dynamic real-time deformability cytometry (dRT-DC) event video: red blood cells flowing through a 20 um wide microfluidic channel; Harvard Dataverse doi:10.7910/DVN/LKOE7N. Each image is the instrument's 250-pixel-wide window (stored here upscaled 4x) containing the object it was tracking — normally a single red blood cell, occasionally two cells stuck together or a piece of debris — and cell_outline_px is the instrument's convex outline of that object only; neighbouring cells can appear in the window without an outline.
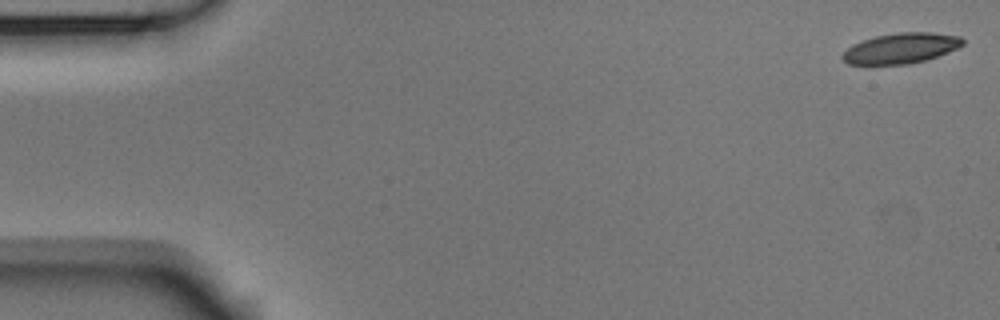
{"species": "Egyptian fruit bat (a non-hibernating species)", "species_latin": "Rousettus aegyptiacus", "temperature_condition": "room temperature", "stored_images_in_passage": 5, "camera_frame_rate_fps": 3000, "um_per_image_px": 0.085, "animal": {"sex": "male"}, "frame": {"image": 1, "passage_image": 1, "time_ms": 0.0, "image_size_px": [1000, 320], "cell_outline_px": [[964, 44], [948, 52], [924, 60], [908, 64], [848, 64], [840, 56], [852, 44], [876, 36], [896, 32], [932, 32], [960, 36], [964, 40]], "centroid_in_image_um": [76.58, 4.09], "position_along_channel_um": 8.4, "area_um2": 21.15}}